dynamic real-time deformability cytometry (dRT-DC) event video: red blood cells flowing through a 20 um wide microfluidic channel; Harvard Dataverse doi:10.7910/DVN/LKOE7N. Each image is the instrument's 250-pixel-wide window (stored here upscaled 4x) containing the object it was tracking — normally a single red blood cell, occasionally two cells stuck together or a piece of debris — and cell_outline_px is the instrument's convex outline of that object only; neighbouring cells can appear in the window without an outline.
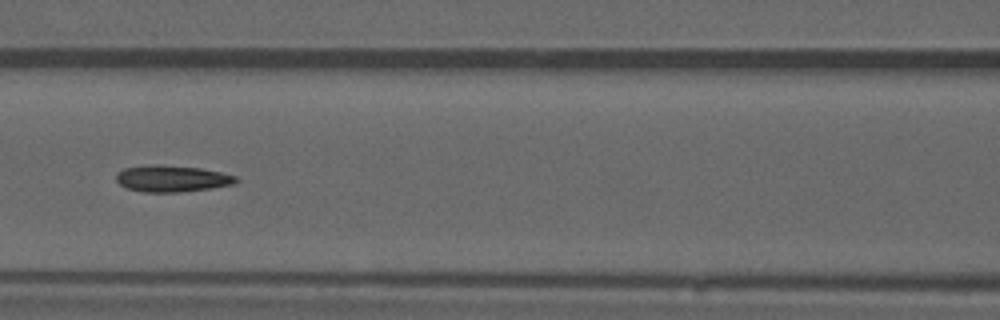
{"species": "common noctule bat (a hibernating species)", "species_latin": "Nyctalus noctula", "temperature_condition": "warm", "stored_images_in_passage": 52, "camera_frame_rate_fps": 3000, "um_per_image_px": 0.085, "animal": {"sex": "male", "forearm_length_mm": 52.5}, "frame": {"image": 1, "passage_image": 23, "time_ms": 7.333, "image_size_px": [1000, 320], "cell_outline_px": [[240, 180], [236, 184], [212, 188], [180, 192], [144, 192], [124, 188], [116, 180], [116, 172], [124, 168], [148, 164], [160, 164], [200, 168], [220, 172], [236, 176]], "centroid_in_image_um": [14.6, 15.18], "position_along_channel_um": 152.0, "area_um2": 18.84}}